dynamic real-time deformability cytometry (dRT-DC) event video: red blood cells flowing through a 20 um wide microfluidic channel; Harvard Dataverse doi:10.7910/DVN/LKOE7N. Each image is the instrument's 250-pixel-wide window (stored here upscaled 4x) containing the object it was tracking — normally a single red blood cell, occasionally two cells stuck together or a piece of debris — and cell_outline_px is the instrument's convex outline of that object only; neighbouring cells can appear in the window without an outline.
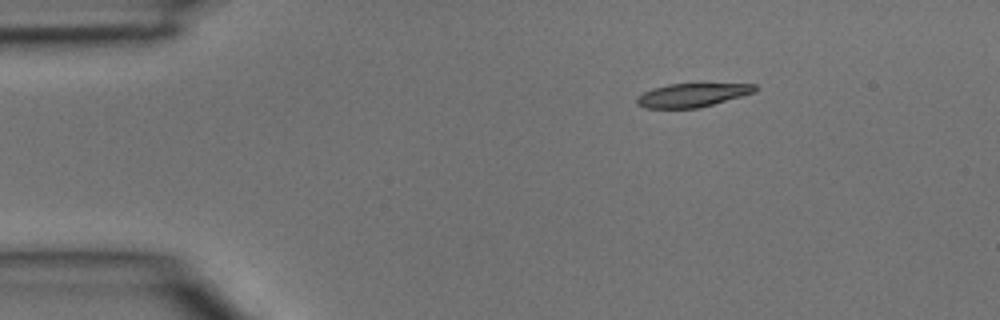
{"species": "common noctule bat (a hibernating species)", "species_latin": "Nyctalus noctula", "temperature_condition": "room temperature", "stored_images_in_passage": 2, "camera_frame_rate_fps": 3000, "um_per_image_px": 0.085, "animal": {"sex": "male", "body_mass_g": 15.6}, "frame": {"image": 1, "passage_image": 1, "time_ms": 0.0, "image_size_px": [1000, 320], "cell_outline_px": [[756, 92], [700, 108], [644, 108], [636, 104], [636, 96], [652, 88], [668, 84], [756, 84]], "centroid_in_image_um": [58.8, 8.09], "position_along_channel_um": 26.2, "area_um2": 16.3}}